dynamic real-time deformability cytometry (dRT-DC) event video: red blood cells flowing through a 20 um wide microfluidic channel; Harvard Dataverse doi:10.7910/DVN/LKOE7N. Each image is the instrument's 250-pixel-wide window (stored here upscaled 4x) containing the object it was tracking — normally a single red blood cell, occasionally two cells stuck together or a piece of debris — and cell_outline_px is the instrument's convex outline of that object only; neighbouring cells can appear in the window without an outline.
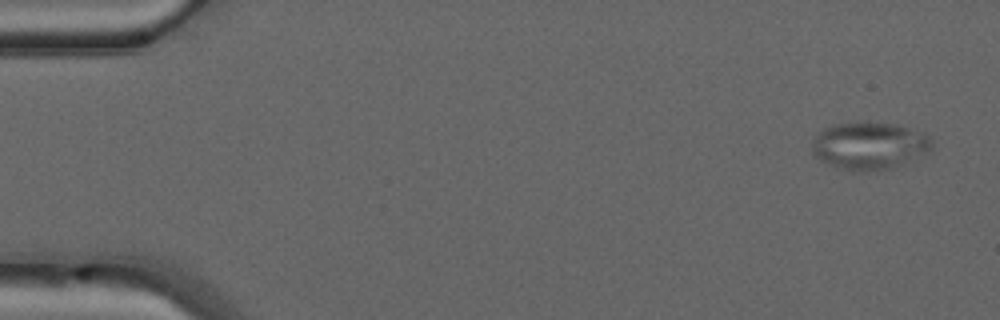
{"species": "common noctule bat (a hibernating species)", "species_latin": "Nyctalus noctula", "temperature_condition": "warm", "stored_images_in_passage": 48, "camera_frame_rate_fps": 3000, "um_per_image_px": 0.085, "animal": {"sex": "male", "forearm_length_mm": 52.5}, "frame": {"image": 1, "passage_image": 1, "time_ms": 0.0, "image_size_px": [1000, 320], "cell_outline_px": [[932, 148], [928, 152], [904, 164], [892, 168], [868, 172], [852, 172], [836, 168], [812, 156], [812, 140], [824, 128], [832, 124], [892, 124], [924, 132], [932, 140]], "centroid_in_image_um": [73.87, 12.44], "position_along_channel_um": 11.1, "area_um2": 33.12}}
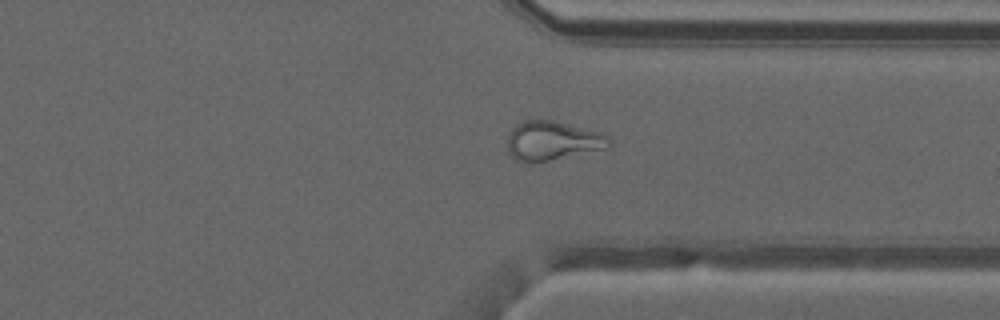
{"frame": {"image": 2, "passage_image": 36, "time_ms": 11.667, "image_size_px": [1000, 320], "cell_outline_px": [[612, 144], [608, 148], [548, 160], [524, 164], [520, 164], [508, 152], [508, 136], [512, 128], [516, 124], [524, 120], [556, 120], [600, 132], [612, 136]], "centroid_in_image_um": [46.98, 11.96], "position_along_channel_um": 364.4, "area_um2": 23.58}}
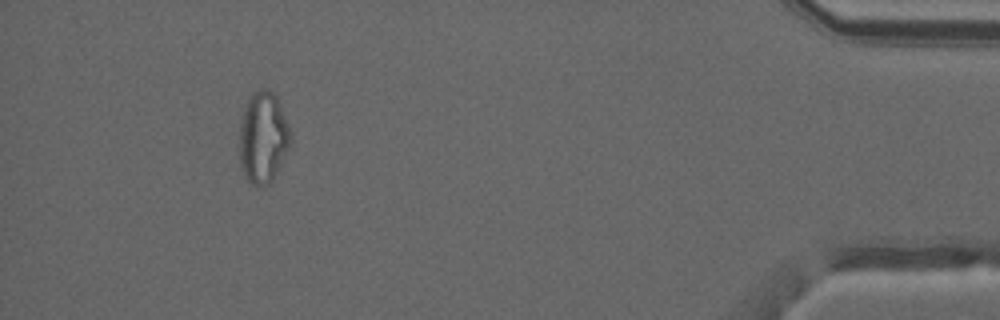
{"frame": {"image": 3, "passage_image": 44, "time_ms": 14.333, "image_size_px": [1000, 320], "cell_outline_px": [[292, 140], [272, 180], [268, 184], [252, 184], [248, 180], [240, 168], [240, 116], [252, 92], [260, 88], [268, 88], [276, 96], [292, 132]], "centroid_in_image_um": [22.36, 11.63], "position_along_channel_um": 412.8, "area_um2": 27.17}, "authors_computed_cell_mechanics": {"area_um2": 25.9811, "velocity_mm_per_s": 4.1611, "shape_relaxation_time_tau1_ms": null, "shape_relaxation_time_tau2_ms": 1.5364, "deformation_change_tau1": null, "deformation_change_tau2": 0.0918}}